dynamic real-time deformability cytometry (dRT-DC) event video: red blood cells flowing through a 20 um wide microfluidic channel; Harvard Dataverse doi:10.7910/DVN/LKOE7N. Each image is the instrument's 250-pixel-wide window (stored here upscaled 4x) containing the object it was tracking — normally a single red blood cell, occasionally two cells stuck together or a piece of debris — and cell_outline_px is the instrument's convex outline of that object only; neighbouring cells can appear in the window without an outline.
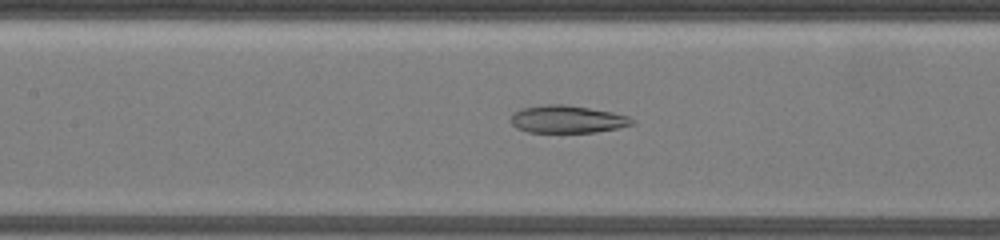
{"species": "common noctule bat (a hibernating species)", "species_latin": "Nyctalus noctula", "temperature_condition": "warm", "stored_images_in_passage": 35, "camera_frame_rate_fps": 3000, "um_per_image_px": 0.085, "animal": {"sex": "female", "body_mass_g": 19.5, "forearm_length_mm": 54.1}, "frame": {"image": 1, "passage_image": 12, "time_ms": 3.667, "image_size_px": [1000, 240], "cell_outline_px": [[636, 120], [632, 124], [616, 128], [596, 132], [528, 132], [516, 128], [508, 120], [512, 112], [520, 108], [544, 104], [564, 104], [612, 112], [628, 116]], "centroid_in_image_um": [48.14, 10.13], "position_along_channel_um": 159.3, "area_um2": 19.59}}
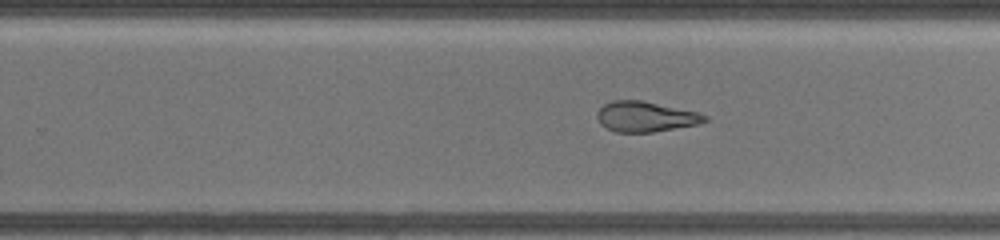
{"frame": {"image": 2, "passage_image": 22, "time_ms": 7.0, "image_size_px": [1000, 240], "cell_outline_px": [[708, 120], [696, 124], [652, 132], [616, 132], [600, 124], [596, 116], [596, 112], [604, 104], [612, 100], [640, 100], [696, 112], [708, 116]], "centroid_in_image_um": [54.81, 9.91], "position_along_channel_um": 275.0, "area_um2": 18.73}}
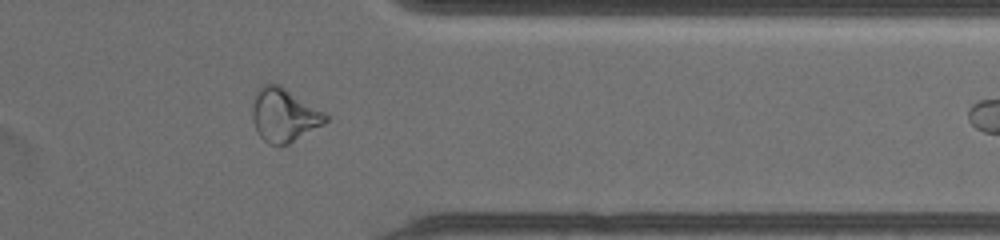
{"frame": {"image": 3, "passage_image": 32, "time_ms": 10.333, "image_size_px": [1000, 240], "cell_outline_px": [[328, 120], [324, 124], [288, 144], [268, 144], [260, 136], [252, 120], [252, 108], [256, 92], [264, 84], [280, 84], [324, 112], [328, 116]], "centroid_in_image_um": [24.14, 9.77], "position_along_channel_um": 387.3, "area_um2": 22.54}}